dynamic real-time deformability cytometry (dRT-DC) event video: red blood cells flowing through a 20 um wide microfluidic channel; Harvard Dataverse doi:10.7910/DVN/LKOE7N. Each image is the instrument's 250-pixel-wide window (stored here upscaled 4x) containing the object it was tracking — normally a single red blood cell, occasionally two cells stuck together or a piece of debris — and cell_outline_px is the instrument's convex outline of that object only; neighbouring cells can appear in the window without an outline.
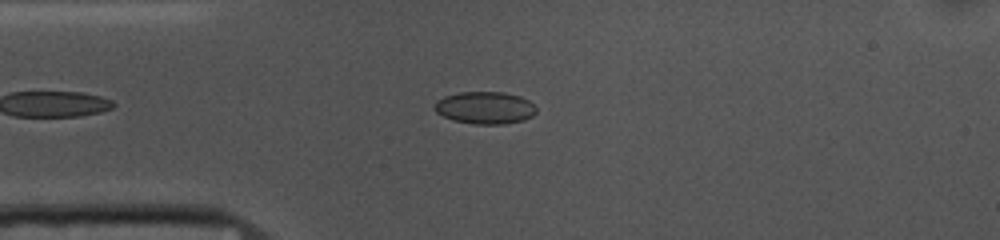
{"species": "common noctule bat (a hibernating species)", "species_latin": "Nyctalus noctula", "temperature_condition": "cold", "stored_images_in_passage": 43, "camera_frame_rate_fps": 3000, "um_per_image_px": 0.085, "animal": {"sex": "female", "body_mass_g": 10.0, "forearm_length_mm": 53.1}, "frame": {"image": 1, "passage_image": 8, "time_ms": 2.333, "image_size_px": [1000, 240], "cell_outline_px": [[536, 112], [532, 116], [524, 120], [504, 124], [476, 124], [452, 120], [436, 112], [432, 108], [436, 100], [444, 96], [460, 92], [504, 92], [520, 96], [528, 100], [536, 108]], "centroid_in_image_um": [41.2, 9.16], "position_along_channel_um": 43.8, "area_um2": 19.25}}
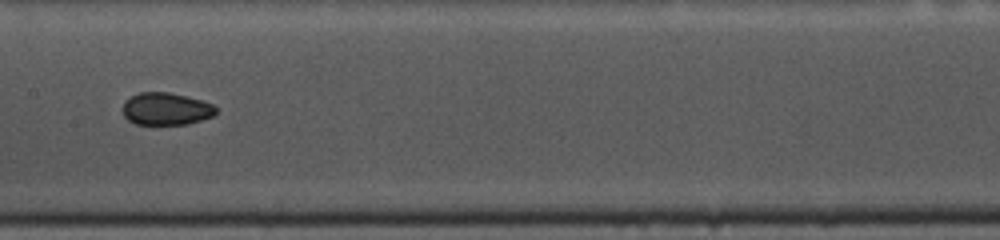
{"frame": {"image": 2, "passage_image": 21, "time_ms": 6.667, "image_size_px": [1000, 240], "cell_outline_px": [[216, 112], [212, 116], [188, 124], [136, 124], [128, 120], [124, 116], [124, 104], [132, 96], [140, 92], [168, 92], [188, 96], [204, 100], [212, 104], [216, 108]], "centroid_in_image_um": [14.15, 9.25], "position_along_channel_um": 193.3, "area_um2": 17.46}}
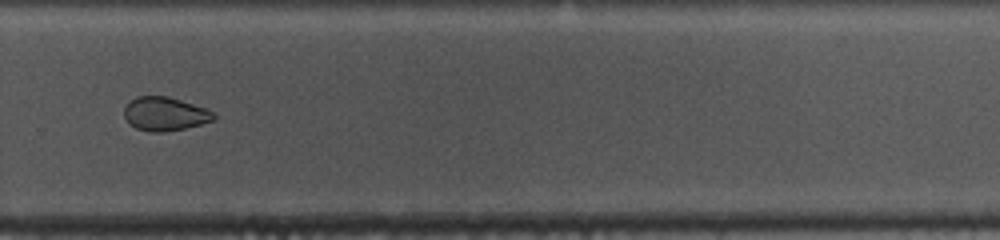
{"frame": {"image": 3, "passage_image": 31, "time_ms": 10.0, "image_size_px": [1000, 240], "cell_outline_px": [[216, 116], [212, 120], [200, 124], [184, 128], [164, 132], [148, 132], [136, 128], [128, 124], [124, 116], [124, 108], [136, 96], [168, 96], [208, 108]], "centroid_in_image_um": [14.0, 9.68], "position_along_channel_um": 315.8, "area_um2": 17.63}, "authors_computed_cell_mechanics": {"area_um2": 18.4382, "velocity_mm_per_s": 3.6996, "shape_relaxation_time_tau1_ms": 5.0127, "shape_relaxation_time_tau2_ms": 3.0163, "deformation_change_tau1": 0.0626, "deformation_change_tau2": 0.0612}}